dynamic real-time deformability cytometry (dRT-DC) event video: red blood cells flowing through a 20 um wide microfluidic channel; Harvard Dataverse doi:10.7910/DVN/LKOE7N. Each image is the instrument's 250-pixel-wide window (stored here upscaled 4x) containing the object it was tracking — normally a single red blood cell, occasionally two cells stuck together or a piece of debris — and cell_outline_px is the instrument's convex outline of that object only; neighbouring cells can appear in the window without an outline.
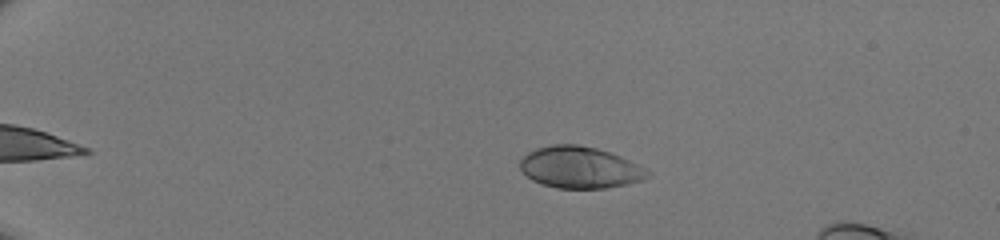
{"species": "human", "species_latin": "Homo sapiens", "temperature_condition": "room temperature", "stored_images_in_passage": 41, "camera_frame_rate_fps": 3000, "um_per_image_px": 0.085, "donor": {"sex": "male"}, "frame": {"image": 1, "passage_image": 3, "time_ms": 0.667, "image_size_px": [1000, 240], "cell_outline_px": [[652, 172], [644, 180], [628, 184], [604, 188], [556, 188], [540, 184], [532, 180], [520, 168], [520, 160], [528, 152], [536, 148], [552, 144], [576, 144], [596, 148], [620, 156]], "centroid_in_image_um": [49.28, 14.24], "position_along_channel_um": 35.7, "area_um2": 30.87}}
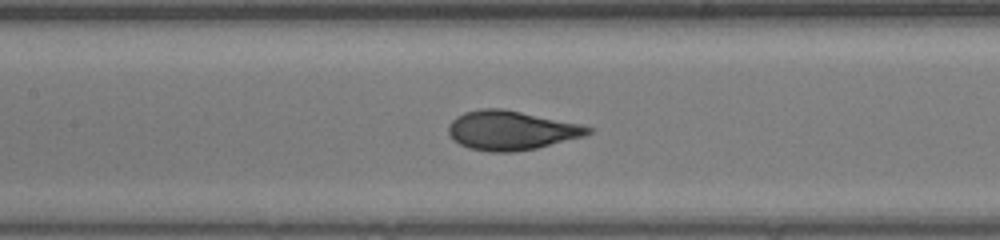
{"frame": {"image": 2, "passage_image": 18, "time_ms": 5.667, "image_size_px": [1000, 240], "cell_outline_px": [[596, 128], [592, 132], [584, 136], [536, 148], [512, 152], [488, 152], [468, 148], [452, 140], [448, 132], [448, 124], [456, 116], [464, 112], [480, 108], [504, 108], [580, 124]], "centroid_in_image_um": [43.42, 11.07], "position_along_channel_um": 164.0, "area_um2": 32.14}}
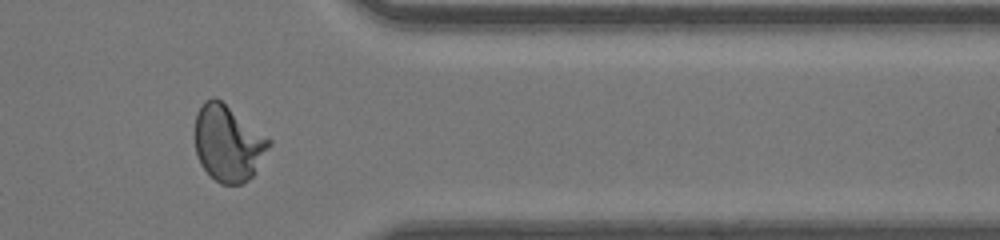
{"frame": {"image": 3, "passage_image": 34, "time_ms": 11.0, "image_size_px": [1000, 240], "cell_outline_px": [[272, 144], [256, 172], [248, 180], [240, 184], [220, 184], [200, 164], [196, 152], [196, 112], [204, 100], [212, 96], [216, 96], [272, 140]], "centroid_in_image_um": [19.41, 12.15], "position_along_channel_um": 392.0, "area_um2": 32.95}}